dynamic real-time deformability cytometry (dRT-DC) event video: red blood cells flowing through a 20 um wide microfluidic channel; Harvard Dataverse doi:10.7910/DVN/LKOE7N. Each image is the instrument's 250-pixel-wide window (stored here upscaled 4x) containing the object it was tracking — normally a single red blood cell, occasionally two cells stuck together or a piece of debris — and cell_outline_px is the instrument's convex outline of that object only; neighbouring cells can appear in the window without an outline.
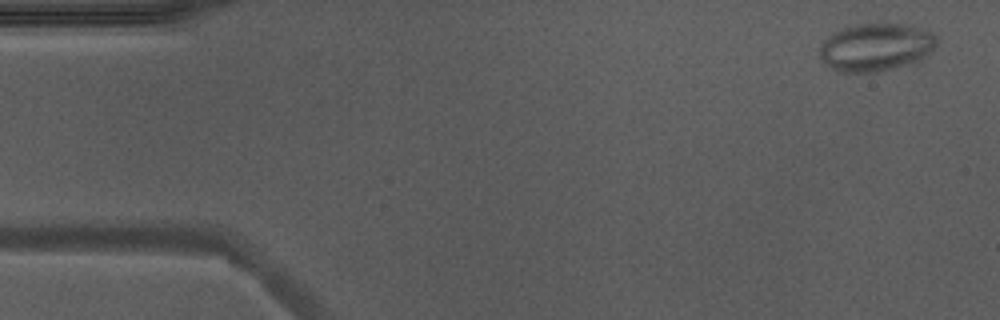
{"species": "Egyptian fruit bat (a non-hibernating species)", "species_latin": "Rousettus aegyptiacus", "temperature_condition": "warm", "stored_images_in_passage": 51, "camera_frame_rate_fps": 3000, "um_per_image_px": 0.085, "animal": {"sex": "male"}, "frame": {"image": 1, "passage_image": 2, "time_ms": 0.333, "image_size_px": [1000, 320], "cell_outline_px": [[936, 44], [924, 56], [904, 64], [892, 68], [876, 72], [840, 72], [832, 68], [820, 56], [820, 44], [828, 36], [844, 28], [856, 24], [908, 24], [932, 32], [936, 36]], "centroid_in_image_um": [74.42, 3.99], "position_along_channel_um": 10.6, "area_um2": 31.85}}
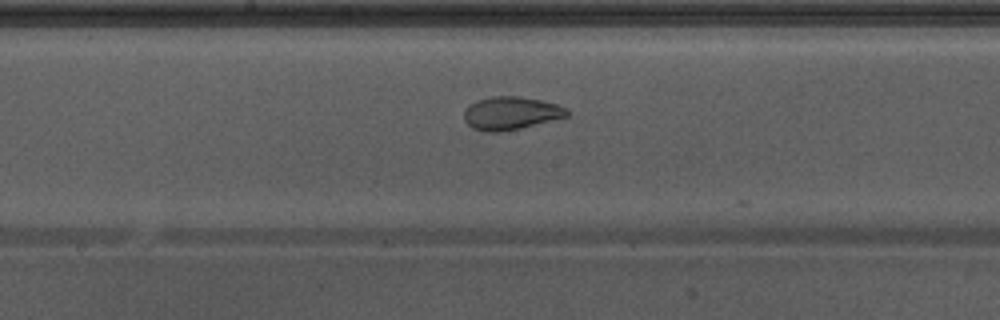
{"frame": {"image": 2, "passage_image": 26, "time_ms": 8.333, "image_size_px": [1000, 320], "cell_outline_px": [[568, 116], [520, 128], [500, 132], [492, 132], [472, 128], [464, 120], [464, 108], [468, 104], [476, 100], [492, 96], [520, 96], [540, 100], [556, 104], [568, 108]], "centroid_in_image_um": [43.39, 9.6], "position_along_channel_um": 204.8, "area_um2": 19.83}}
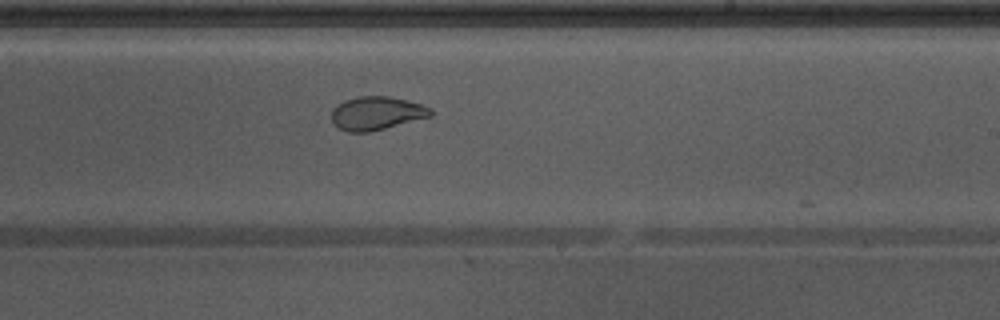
{"frame": {"image": 3, "passage_image": 30, "time_ms": 9.667, "image_size_px": [1000, 320], "cell_outline_px": [[432, 116], [368, 132], [348, 132], [340, 128], [332, 120], [332, 108], [336, 104], [344, 100], [356, 96], [388, 96], [420, 104], [432, 108]], "centroid_in_image_um": [31.98, 9.61], "position_along_channel_um": 257.0, "area_um2": 19.13}, "authors_computed_cell_mechanics": {"area_um2": 24.3338, "velocity_mm_per_s": 3.9346, "shape_relaxation_time_tau1_ms": null, "shape_relaxation_time_tau2_ms": 1.4722, "deformation_change_tau1": null, "deformation_change_tau2": 0.0725}}